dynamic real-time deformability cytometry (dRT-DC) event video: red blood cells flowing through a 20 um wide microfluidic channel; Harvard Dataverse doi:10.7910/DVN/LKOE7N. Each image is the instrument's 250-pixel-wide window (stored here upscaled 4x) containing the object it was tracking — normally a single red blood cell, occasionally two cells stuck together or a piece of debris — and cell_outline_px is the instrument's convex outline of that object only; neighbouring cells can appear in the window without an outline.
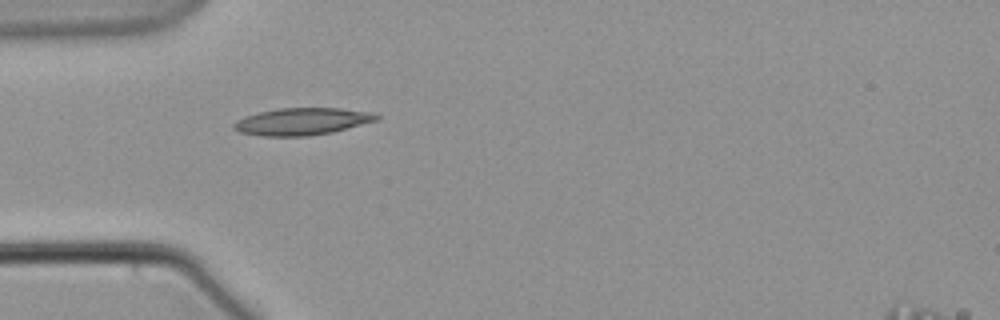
{"species": "common noctule bat (a hibernating species)", "species_latin": "Nyctalus noctula", "temperature_condition": "warm", "stored_images_in_passage": 43, "camera_frame_rate_fps": 3000, "um_per_image_px": 0.085, "animal": {"sex": "male", "body_mass_g": 21.5, "forearm_length_mm": 52.0}, "frame": {"image": 1, "passage_image": 1, "time_ms": 0.0, "image_size_px": [1000, 320], "cell_outline_px": [[380, 116], [376, 120], [332, 132], [308, 136], [264, 136], [240, 132], [232, 128], [232, 124], [236, 120], [244, 116], [260, 112], [280, 108], [340, 108], [372, 112]], "centroid_in_image_um": [25.64, 10.32], "position_along_channel_um": 59.4, "area_um2": 22.43}}
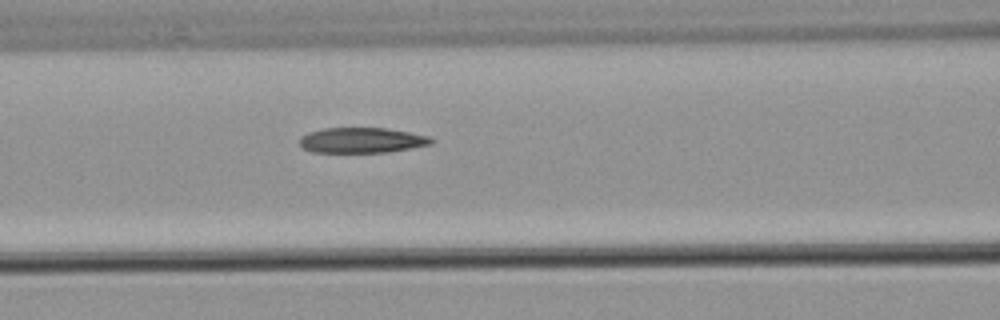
{"frame": {"image": 2, "passage_image": 8, "time_ms": 2.333, "image_size_px": [1000, 320], "cell_outline_px": [[436, 140], [432, 144], [412, 148], [388, 152], [312, 152], [304, 148], [300, 144], [300, 136], [308, 132], [324, 128], [388, 128], [428, 136]], "centroid_in_image_um": [30.77, 11.92], "position_along_channel_um": 135.8, "area_um2": 19.48}}
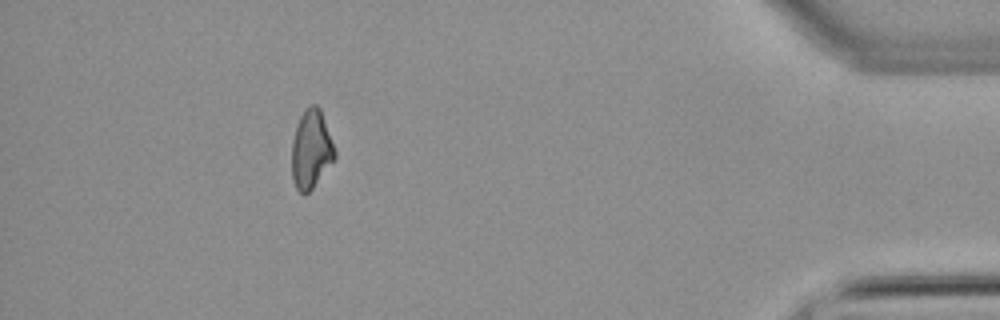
{"frame": {"image": 3, "passage_image": 37, "time_ms": 12.0, "image_size_px": [1000, 320], "cell_outline_px": [[336, 156], [312, 188], [304, 196], [296, 188], [292, 180], [292, 144], [296, 128], [300, 116], [312, 104], [316, 104], [320, 108], [336, 152]], "centroid_in_image_um": [26.43, 12.72], "position_along_channel_um": 408.8, "area_um2": 19.25}}